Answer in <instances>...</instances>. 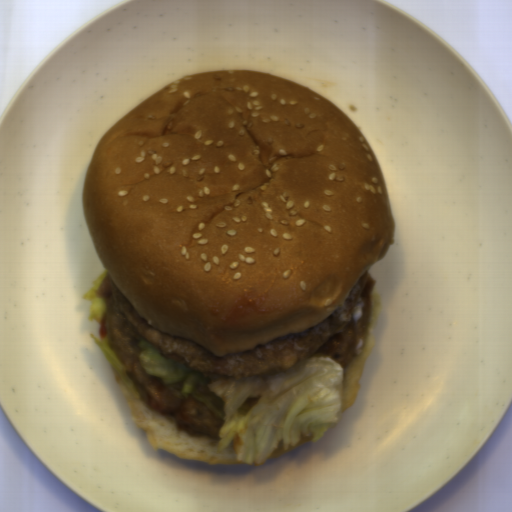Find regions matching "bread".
I'll return each mask as SVG.
<instances>
[{
    "label": "bread",
    "mask_w": 512,
    "mask_h": 512,
    "mask_svg": "<svg viewBox=\"0 0 512 512\" xmlns=\"http://www.w3.org/2000/svg\"><path fill=\"white\" fill-rule=\"evenodd\" d=\"M81 200L139 317L220 358L318 326L395 243L360 127L310 87L255 70L191 72L120 116Z\"/></svg>",
    "instance_id": "1"
},
{
    "label": "bread",
    "mask_w": 512,
    "mask_h": 512,
    "mask_svg": "<svg viewBox=\"0 0 512 512\" xmlns=\"http://www.w3.org/2000/svg\"><path fill=\"white\" fill-rule=\"evenodd\" d=\"M381 308V294L372 289L371 314L362 355L354 358L347 367L343 368V380L341 385L337 387L338 392L341 393L340 416L347 409L353 406L362 387L359 381L362 376L364 365L375 346V334L373 332V329L381 313Z\"/></svg>",
    "instance_id": "3"
},
{
    "label": "bread",
    "mask_w": 512,
    "mask_h": 512,
    "mask_svg": "<svg viewBox=\"0 0 512 512\" xmlns=\"http://www.w3.org/2000/svg\"><path fill=\"white\" fill-rule=\"evenodd\" d=\"M115 385L123 392L128 411L136 426L144 431L154 452L166 450L180 459L208 463L209 466H242L246 463L236 457L234 439L229 446L218 453L219 441L206 435L191 436L178 431L175 415H161L141 398H136L120 373L110 367Z\"/></svg>",
    "instance_id": "2"
},
{
    "label": "bread",
    "mask_w": 512,
    "mask_h": 512,
    "mask_svg": "<svg viewBox=\"0 0 512 512\" xmlns=\"http://www.w3.org/2000/svg\"><path fill=\"white\" fill-rule=\"evenodd\" d=\"M310 441H312V436H304V434L302 433L301 441L297 442L294 446L288 445V450H284V443H283V439H282L278 444V449L273 451L271 456L268 459H271V458L277 459V458L283 456L286 452H289L291 450L299 448Z\"/></svg>",
    "instance_id": "4"
}]
</instances>
